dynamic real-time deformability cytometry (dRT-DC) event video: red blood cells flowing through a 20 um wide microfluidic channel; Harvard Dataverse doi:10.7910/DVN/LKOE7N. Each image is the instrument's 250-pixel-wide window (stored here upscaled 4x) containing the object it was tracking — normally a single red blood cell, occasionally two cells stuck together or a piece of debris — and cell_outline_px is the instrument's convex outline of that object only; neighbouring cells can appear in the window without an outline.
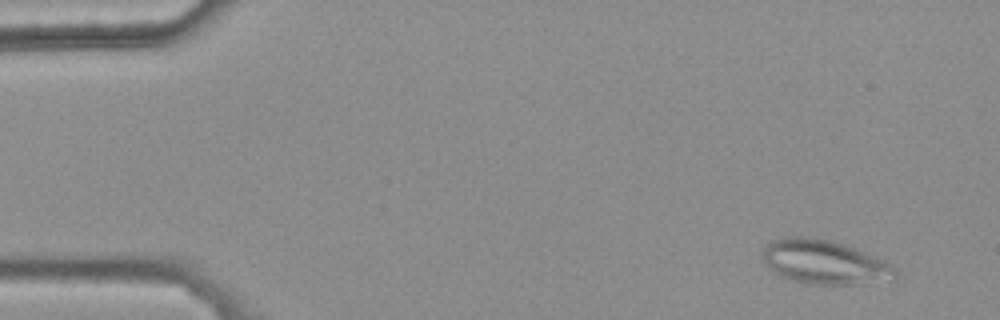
{"species": "common noctule bat (a hibernating species)", "species_latin": "Nyctalus noctula", "temperature_condition": "warm", "stored_images_in_passage": 45, "camera_frame_rate_fps": 3000, "um_per_image_px": 0.085, "animal": {"sex": "female", "body_mass_g": 25.1}, "frame": {"image": 1, "passage_image": 4, "time_ms": 1.0, "image_size_px": [1000, 320], "cell_outline_px": [[900, 272], [892, 280], [856, 284], [808, 284], [792, 280], [780, 276], [768, 268], [764, 264], [764, 248], [772, 240], [784, 236], [804, 236], [832, 240], [844, 244], [884, 260], [892, 264]], "centroid_in_image_um": [70.09, 22.28], "position_along_channel_um": 14.9, "area_um2": 34.33}}
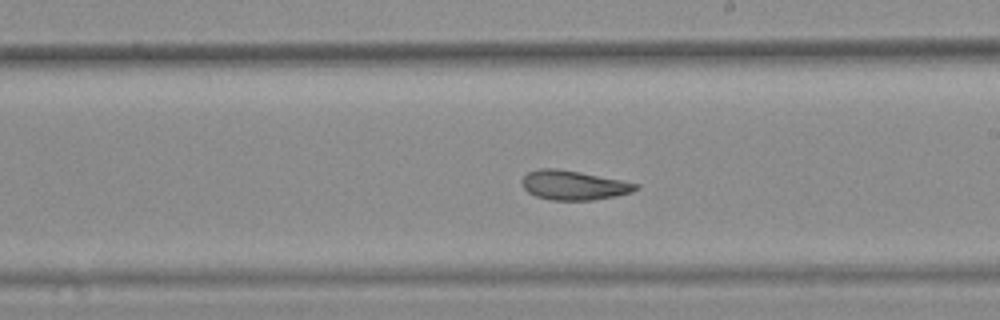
{"frame": {"image": 2, "passage_image": 31, "time_ms": 10.0, "image_size_px": [1000, 320], "cell_outline_px": [[640, 188], [632, 192], [616, 196], [592, 200], [552, 200], [536, 196], [528, 192], [520, 184], [520, 180], [528, 172], [540, 168], [556, 168], [580, 172], [640, 184]], "centroid_in_image_um": [48.75, 15.74], "position_along_channel_um": 240.3, "area_um2": 19.54}}
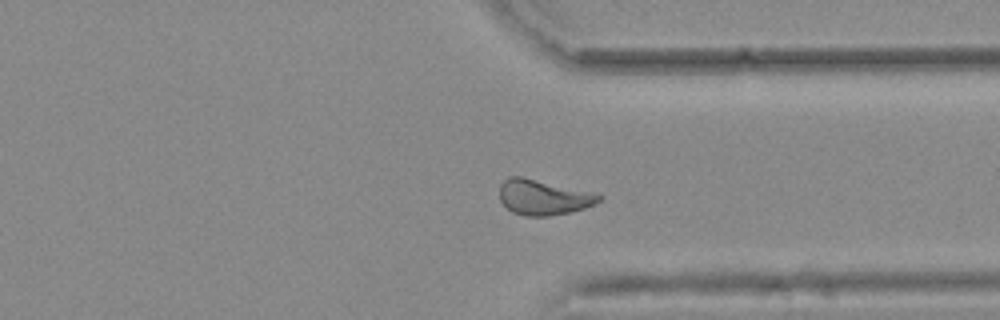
{"frame": {"image": 3, "passage_image": 41, "time_ms": 13.333, "image_size_px": [1000, 320], "cell_outline_px": [[604, 196], [600, 200], [584, 208], [572, 212], [548, 216], [524, 216], [512, 212], [500, 200], [500, 184], [508, 176], [520, 176]], "centroid_in_image_um": [46.12, 16.78], "position_along_channel_um": 365.3, "area_um2": 19.94}, "authors_computed_cell_mechanics": {"area_um2": 20.8658, "velocity_mm_per_s": 3.7343, "shape_relaxation_time_tau1_ms": null, "shape_relaxation_time_tau2_ms": 2.4234, "deformation_change_tau1": null, "deformation_change_tau2": 0.0864}}